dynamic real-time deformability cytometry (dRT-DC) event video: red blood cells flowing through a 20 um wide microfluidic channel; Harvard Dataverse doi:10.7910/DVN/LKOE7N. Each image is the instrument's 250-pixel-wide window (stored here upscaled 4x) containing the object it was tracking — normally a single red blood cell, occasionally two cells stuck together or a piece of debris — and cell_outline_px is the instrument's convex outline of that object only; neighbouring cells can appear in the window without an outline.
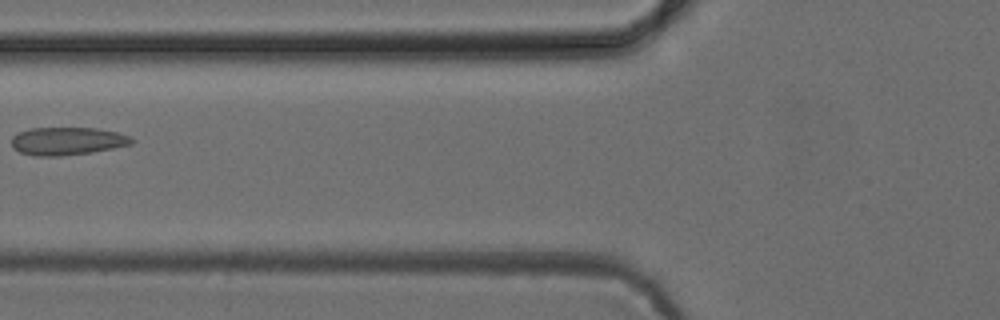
{"species": "common noctule bat (a hibernating species)", "species_latin": "Nyctalus noctula", "temperature_condition": "cold", "stored_images_in_passage": 4, "camera_frame_rate_fps": 3000, "um_per_image_px": 0.085, "animal": {"sex": "female", "body_mass_g": 24.6, "forearm_length_mm": 56.2}, "frame": {"image": 1, "passage_image": 3, "time_ms": 2.667, "image_size_px": [1000, 320], "cell_outline_px": [[136, 140], [132, 144], [92, 152], [60, 156], [36, 156], [20, 152], [12, 148], [12, 136], [20, 132], [32, 128], [96, 128], [116, 132], [128, 136]], "centroid_in_image_um": [5.71, 11.99], "position_along_channel_um": 120.1, "area_um2": 19.42}}
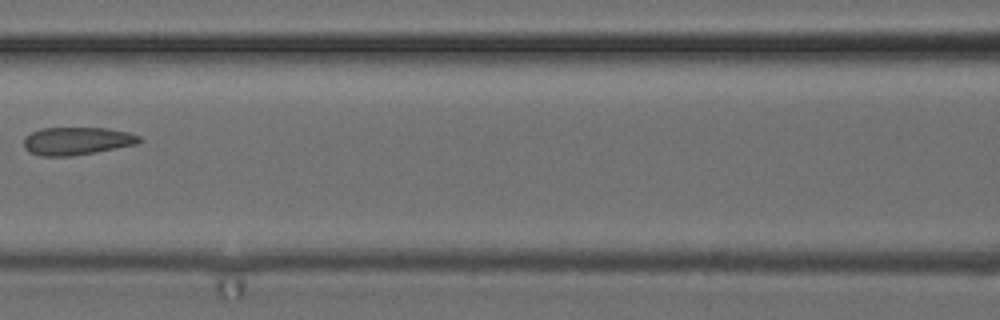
{"frame": {"image": 2, "passage_image": 4, "time_ms": 3.667, "image_size_px": [1000, 320], "cell_outline_px": [[144, 140], [136, 144], [96, 152], [72, 156], [40, 156], [28, 152], [24, 148], [24, 136], [40, 128], [108, 128], [128, 132], [140, 136]], "centroid_in_image_um": [6.52, 11.98], "position_along_channel_um": 160.1, "area_um2": 18.9}}